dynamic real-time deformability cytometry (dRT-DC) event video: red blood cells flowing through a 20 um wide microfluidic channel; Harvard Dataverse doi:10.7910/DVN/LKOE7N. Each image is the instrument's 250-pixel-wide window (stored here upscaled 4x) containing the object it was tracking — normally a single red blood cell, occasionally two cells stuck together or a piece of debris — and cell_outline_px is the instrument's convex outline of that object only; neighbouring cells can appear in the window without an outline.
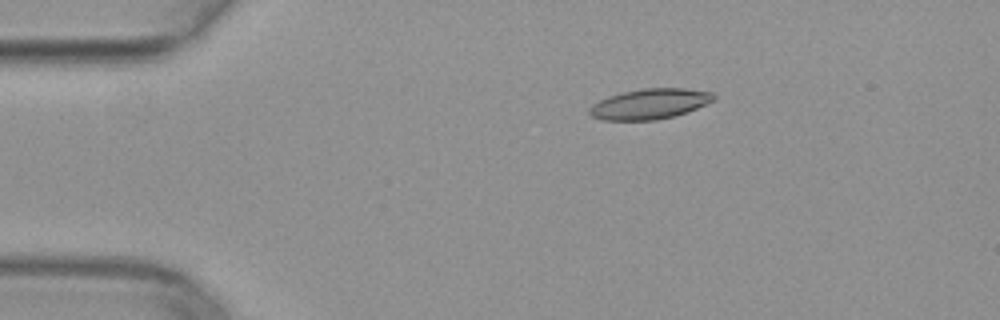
{"species": "common noctule bat (a hibernating species)", "species_latin": "Nyctalus noctula", "temperature_condition": "warm", "stored_images_in_passage": 43, "camera_frame_rate_fps": 3000, "um_per_image_px": 0.085, "animal": {"sex": "female", "body_mass_g": 29.2, "forearm_length_mm": 56.3}, "frame": {"image": 1, "passage_image": 1, "time_ms": 0.0, "image_size_px": [1000, 320], "cell_outline_px": [[716, 100], [688, 112], [676, 116], [656, 120], [600, 120], [592, 116], [588, 112], [588, 108], [592, 104], [608, 96], [624, 92], [644, 88], [684, 88], [712, 92], [716, 96]], "centroid_in_image_um": [55.25, 8.84], "position_along_channel_um": 29.8, "area_um2": 22.2}}
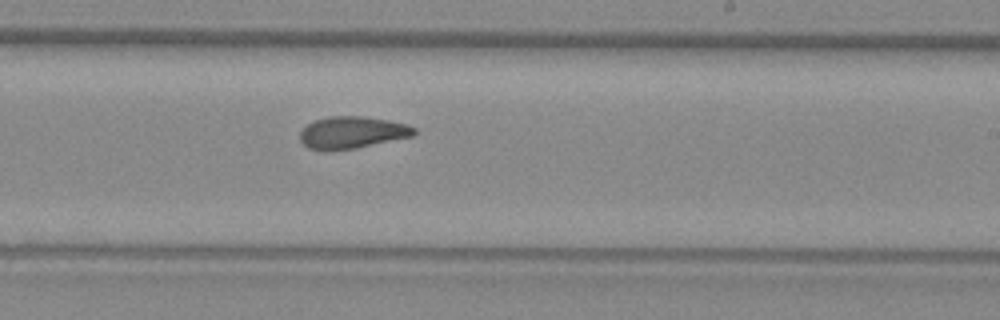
{"frame": {"image": 2, "passage_image": 22, "time_ms": 7.0, "image_size_px": [1000, 320], "cell_outline_px": [[416, 132], [412, 136], [356, 148], [328, 152], [324, 152], [308, 148], [300, 140], [300, 132], [308, 124], [316, 120], [328, 116], [364, 116], [388, 120], [404, 124], [416, 128]], "centroid_in_image_um": [29.89, 11.28], "position_along_channel_um": 259.1, "area_um2": 21.39}}
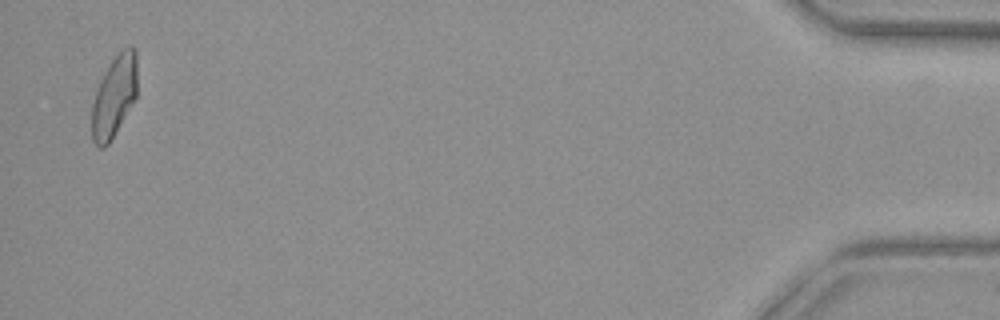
{"frame": {"image": 3, "passage_image": 41, "time_ms": 13.333, "image_size_px": [1000, 320], "cell_outline_px": [[136, 100], [108, 144], [104, 148], [100, 148], [92, 140], [92, 104], [100, 80], [104, 72], [120, 48], [128, 44], [132, 44], [136, 48]], "centroid_in_image_um": [9.73, 8.14], "position_along_channel_um": 425.5, "area_um2": 21.79}}